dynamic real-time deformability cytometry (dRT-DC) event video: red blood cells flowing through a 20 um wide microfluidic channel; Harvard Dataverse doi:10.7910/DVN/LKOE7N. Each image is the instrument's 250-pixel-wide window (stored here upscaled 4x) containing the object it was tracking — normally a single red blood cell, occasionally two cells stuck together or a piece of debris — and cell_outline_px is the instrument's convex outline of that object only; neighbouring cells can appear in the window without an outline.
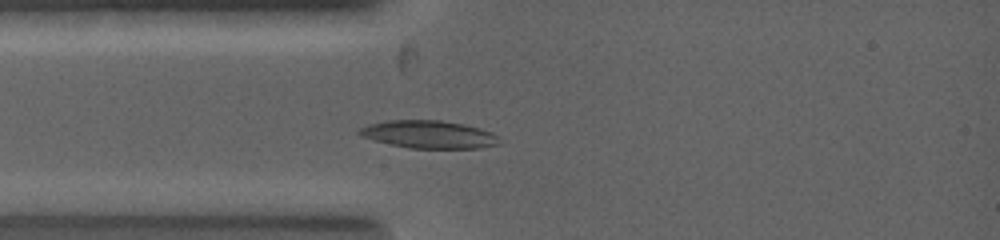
{"species": "common noctule bat (a hibernating species)", "species_latin": "Nyctalus noctula", "temperature_condition": "warm", "stored_images_in_passage": 6, "camera_frame_rate_fps": 5000, "um_per_image_px": 0.085, "animal": {"sex": "female", "body_mass_g": 19.0, "forearm_length_mm": 53.3}, "frame": {"image": 1, "passage_image": 4, "time_ms": 1.4, "image_size_px": [1000, 240], "cell_outline_px": [[500, 144], [480, 148], [408, 148], [360, 136], [356, 132], [356, 128], [368, 124], [388, 120], [440, 120], [464, 124], [480, 128], [492, 132], [500, 136]], "centroid_in_image_um": [36.46, 11.42], "position_along_channel_um": 48.5, "area_um2": 22.83}}